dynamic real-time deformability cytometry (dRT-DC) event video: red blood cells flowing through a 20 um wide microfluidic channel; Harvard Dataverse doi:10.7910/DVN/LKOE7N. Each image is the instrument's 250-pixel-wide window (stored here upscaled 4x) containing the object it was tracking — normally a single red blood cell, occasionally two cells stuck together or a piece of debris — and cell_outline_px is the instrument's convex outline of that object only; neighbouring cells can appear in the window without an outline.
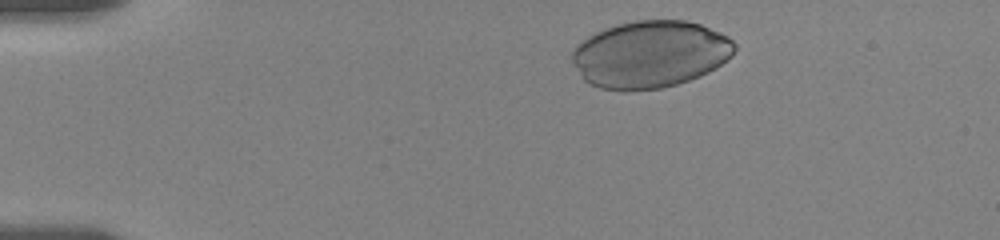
{"species": "human", "species_latin": "Homo sapiens", "temperature_condition": "room temperature", "stored_images_in_passage": 45, "camera_frame_rate_fps": 3000, "um_per_image_px": 0.085, "donor": {"sex": "female"}, "frame": {"image": 1, "passage_image": 3, "time_ms": 0.667, "image_size_px": [1000, 240], "cell_outline_px": [[736, 48], [732, 56], [728, 60], [716, 68], [700, 76], [676, 84], [660, 88], [600, 88], [588, 84], [580, 76], [572, 60], [572, 52], [576, 44], [588, 36], [596, 32], [616, 24], [636, 20], [684, 20], [700, 24], [720, 32], [728, 36], [736, 44]], "centroid_in_image_um": [55.28, 4.58], "position_along_channel_um": 29.7, "area_um2": 63.18}}